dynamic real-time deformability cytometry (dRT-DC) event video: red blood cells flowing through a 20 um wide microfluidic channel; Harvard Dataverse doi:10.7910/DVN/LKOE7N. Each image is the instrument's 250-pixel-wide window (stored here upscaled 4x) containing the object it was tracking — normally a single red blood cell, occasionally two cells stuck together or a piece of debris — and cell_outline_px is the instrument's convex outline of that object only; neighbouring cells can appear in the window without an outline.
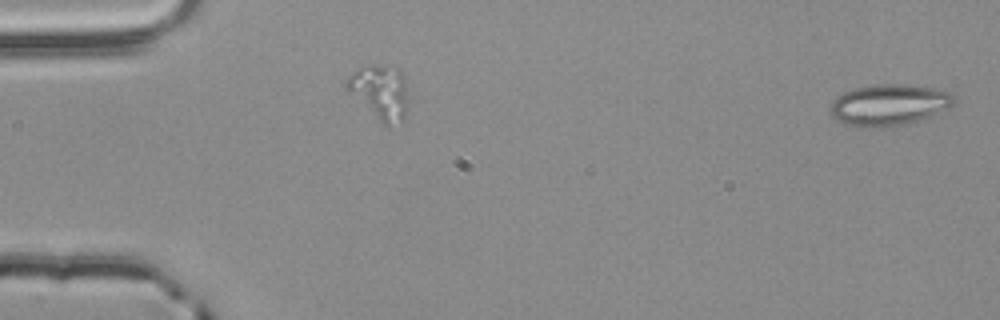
{"species": "common noctule bat (a hibernating species)", "species_latin": "Nyctalus noctula", "temperature_condition": "room temperature", "stored_images_in_passage": 40, "segment_of_instrument_passage": [1, 3], "camera_frame_rate_fps": 3000, "um_per_image_px": 0.085, "animal": {"sex": "male", "body_mass_g": 20.4}, "frame": {"image": 1, "passage_image": 1, "time_ms": 0.0, "image_size_px": [1000, 320], "cell_outline_px": [[956, 100], [952, 104], [928, 116], [904, 124], [888, 128], [860, 128], [844, 124], [836, 120], [832, 116], [832, 100], [836, 96], [844, 92], [856, 88], [876, 84], [904, 84], [932, 88], [952, 92]], "centroid_in_image_um": [75.51, 8.92], "position_along_channel_um": 9.5, "area_um2": 29.65}}